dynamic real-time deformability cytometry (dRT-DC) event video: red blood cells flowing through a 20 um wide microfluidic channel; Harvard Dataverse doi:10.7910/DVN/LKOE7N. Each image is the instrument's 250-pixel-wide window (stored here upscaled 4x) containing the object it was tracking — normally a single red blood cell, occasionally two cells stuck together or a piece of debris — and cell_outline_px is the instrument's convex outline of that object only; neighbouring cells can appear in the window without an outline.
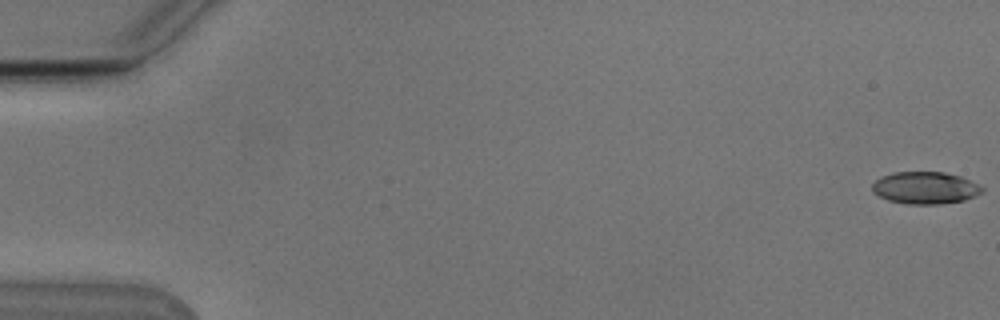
{"species": "Egyptian fruit bat (a non-hibernating species)", "species_latin": "Rousettus aegyptiacus", "temperature_condition": "cold", "stored_images_in_passage": 22, "camera_frame_rate_fps": 3000, "um_per_image_px": 0.085, "animal": {"sex": "male"}, "frame": {"image": 1, "passage_image": 1, "time_ms": 0.0, "image_size_px": [1000, 320], "cell_outline_px": [[984, 192], [976, 196], [964, 200], [936, 204], [908, 204], [888, 200], [872, 192], [872, 184], [880, 176], [892, 172], [944, 172], [960, 176], [984, 188]], "centroid_in_image_um": [78.62, 15.96], "position_along_channel_um": 6.4, "area_um2": 20.58}}
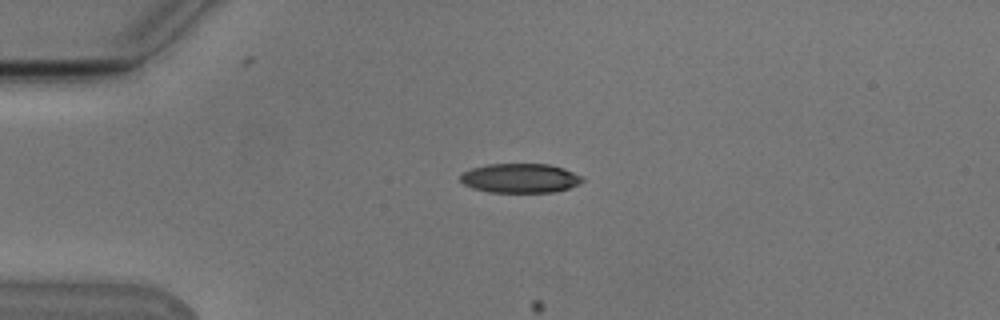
{"frame": {"image": 2, "passage_image": 14, "time_ms": 4.333, "image_size_px": [1000, 320], "cell_outline_px": [[584, 180], [568, 188], [556, 192], [488, 192], [472, 188], [464, 184], [460, 180], [460, 176], [464, 172], [472, 168], [488, 164], [548, 164], [564, 168], [584, 176]], "centroid_in_image_um": [44.22, 15.14], "position_along_channel_um": 40.8, "area_um2": 20.87}}